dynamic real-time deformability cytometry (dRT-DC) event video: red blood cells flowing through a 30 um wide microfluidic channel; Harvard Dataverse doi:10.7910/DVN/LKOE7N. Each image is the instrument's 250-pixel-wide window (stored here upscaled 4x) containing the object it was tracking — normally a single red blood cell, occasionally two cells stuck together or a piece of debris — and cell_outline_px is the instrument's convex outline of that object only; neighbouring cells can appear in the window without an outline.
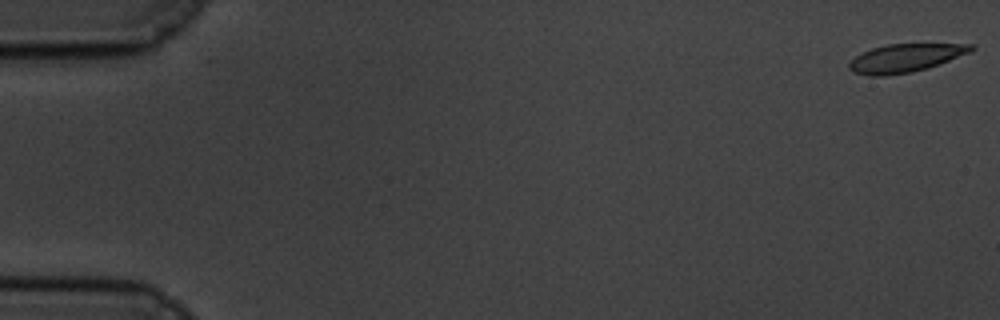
{"species": "common noctule bat (a hibernating species)", "species_latin": "Nyctalus noctula", "temperature_condition": "cold", "stored_images_in_passage": 8, "camera_frame_rate_fps": 3000, "um_per_image_px": 0.085, "animal": {"sex": "male", "body_mass_g": 19.5, "forearm_length_mm": 54.6}, "frame": {"image": 1, "passage_image": 1, "time_ms": 0.0, "image_size_px": [1000, 320], "cell_outline_px": [[976, 48], [972, 52], [940, 64], [928, 68], [912, 72], [884, 76], [868, 76], [852, 72], [848, 68], [848, 64], [856, 56], [872, 48], [888, 44], [976, 44]], "centroid_in_image_um": [76.99, 4.94], "position_along_channel_um": 8.0, "area_um2": 20.23}}